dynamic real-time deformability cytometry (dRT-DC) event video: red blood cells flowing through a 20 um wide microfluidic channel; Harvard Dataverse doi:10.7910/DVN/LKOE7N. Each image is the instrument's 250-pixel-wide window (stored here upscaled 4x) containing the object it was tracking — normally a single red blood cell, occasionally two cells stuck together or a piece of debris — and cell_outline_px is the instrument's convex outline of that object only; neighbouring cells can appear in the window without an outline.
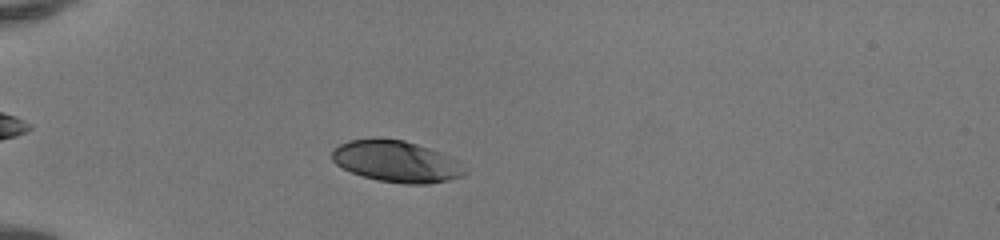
{"species": "human", "species_latin": "Homo sapiens", "temperature_condition": "room temperature", "stored_images_in_passage": 45, "camera_frame_rate_fps": 3000, "um_per_image_px": 0.085, "donor": {"sex": "female"}, "frame": {"image": 1, "passage_image": 10, "time_ms": 3.0, "image_size_px": [1000, 240], "cell_outline_px": [[468, 172], [460, 176], [448, 180], [428, 184], [404, 184], [376, 180], [352, 172], [336, 164], [332, 160], [332, 152], [340, 144], [348, 140], [376, 136], [404, 140], [440, 152], [460, 160], [468, 168]], "centroid_in_image_um": [33.73, 13.7], "position_along_channel_um": 51.3, "area_um2": 32.54}}
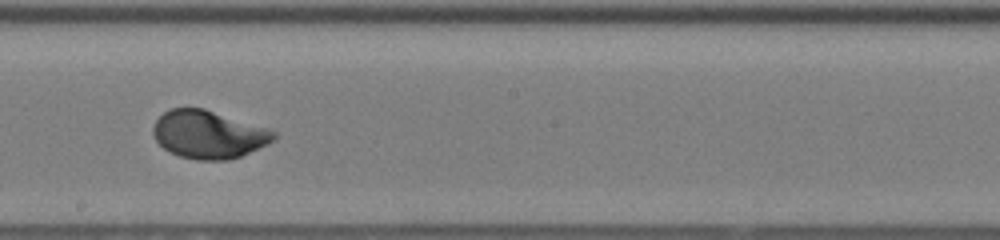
{"frame": {"image": 2, "passage_image": 25, "time_ms": 8.0, "image_size_px": [1000, 240], "cell_outline_px": [[276, 140], [268, 144], [240, 156], [228, 160], [196, 160], [180, 156], [164, 148], [156, 140], [152, 132], [152, 128], [156, 120], [164, 112], [172, 108], [204, 108], [268, 128], [276, 132]], "centroid_in_image_um": [17.74, 11.43], "position_along_channel_um": 230.5, "area_um2": 33.64}}
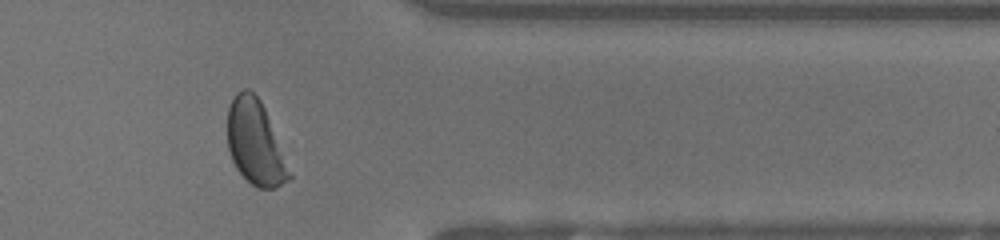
{"frame": {"image": 3, "passage_image": 37, "time_ms": 12.0, "image_size_px": [1000, 240], "cell_outline_px": [[292, 176], [288, 180], [276, 188], [256, 188], [236, 168], [232, 160], [228, 148], [228, 108], [236, 92], [244, 88], [248, 88], [260, 100], [264, 108]], "centroid_in_image_um": [21.67, 12.13], "position_along_channel_um": 389.7, "area_um2": 29.77}, "authors_computed_cell_mechanics": {"area_um2": 33.3506, "velocity_mm_per_s": 4.1366, "shape_relaxation_time_tau1_ms": 2.252, "shape_relaxation_time_tau2_ms": null, "deformation_change_tau1": 0.1502, "deformation_change_tau2": null}}